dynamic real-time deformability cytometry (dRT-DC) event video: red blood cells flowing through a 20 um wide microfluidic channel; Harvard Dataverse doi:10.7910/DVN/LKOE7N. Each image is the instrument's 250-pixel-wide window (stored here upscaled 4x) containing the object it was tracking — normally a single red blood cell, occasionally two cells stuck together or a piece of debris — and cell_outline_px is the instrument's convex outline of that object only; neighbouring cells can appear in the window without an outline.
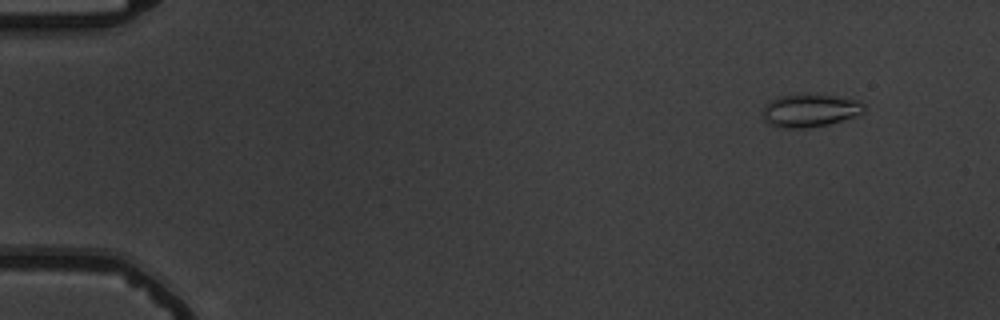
{"species": "common noctule bat (a hibernating species)", "species_latin": "Nyctalus noctula", "temperature_condition": "warm", "stored_images_in_passage": 52, "camera_frame_rate_fps": 3000, "um_per_image_px": 0.085, "animal": {"sex": "male", "body_mass_g": 19.5, "forearm_length_mm": 54.6}, "frame": {"image": 1, "passage_image": 2, "time_ms": 0.333, "image_size_px": [1000, 320], "cell_outline_px": [[864, 112], [856, 116], [828, 124], [808, 128], [784, 128], [772, 124], [764, 120], [764, 104], [768, 100], [780, 96], [804, 92], [836, 96], [860, 100], [864, 104]], "centroid_in_image_um": [68.86, 9.35], "position_along_channel_um": 16.1, "area_um2": 19.83}}
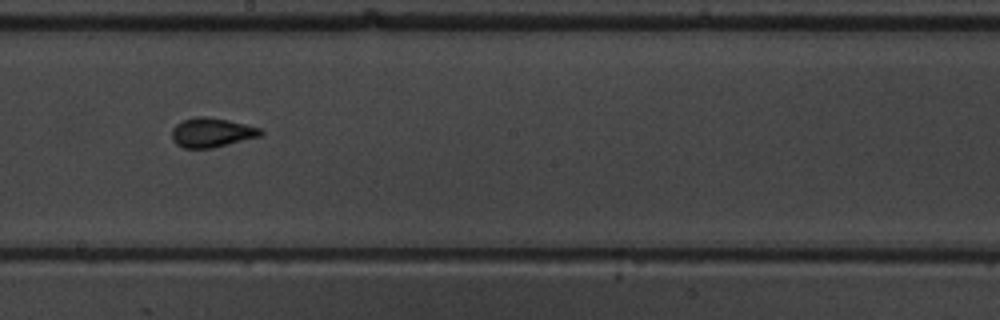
{"frame": {"image": 2, "passage_image": 29, "time_ms": 9.333, "image_size_px": [1000, 320], "cell_outline_px": [[264, 132], [260, 136], [212, 148], [184, 148], [176, 144], [172, 140], [172, 128], [176, 124], [184, 120], [196, 116], [204, 116], [228, 120], [260, 128]], "centroid_in_image_um": [17.97, 11.26], "position_along_channel_um": 230.2, "area_um2": 15.09}}
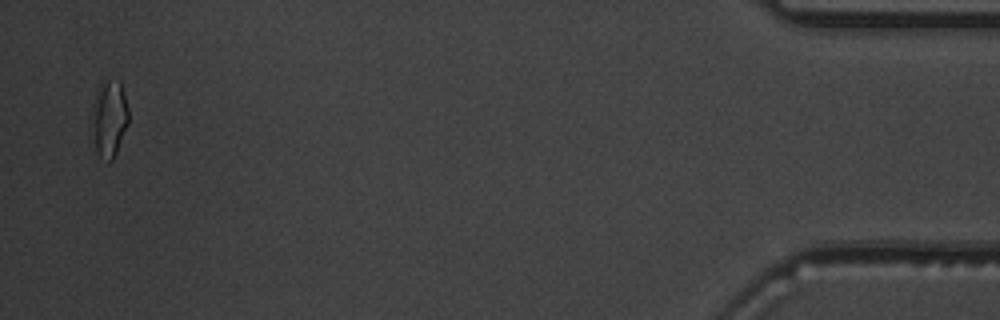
{"frame": {"image": 3, "passage_image": 51, "time_ms": 16.667, "image_size_px": [1000, 320], "cell_outline_px": [[128, 124], [116, 152], [112, 160], [108, 160], [100, 156], [96, 152], [88, 132], [96, 92], [100, 80], [104, 76], [120, 80], [128, 108]], "centroid_in_image_um": [9.22, 10.01], "position_along_channel_um": 426.0, "area_um2": 17.22}, "authors_computed_cell_mechanics": {"area_um2": 14.9702, "velocity_mm_per_s": 3.7403, "shape_relaxation_time_tau1_ms": 7.4777, "shape_relaxation_time_tau2_ms": null, "deformation_change_tau1": 0.1826, "deformation_change_tau2": null}}